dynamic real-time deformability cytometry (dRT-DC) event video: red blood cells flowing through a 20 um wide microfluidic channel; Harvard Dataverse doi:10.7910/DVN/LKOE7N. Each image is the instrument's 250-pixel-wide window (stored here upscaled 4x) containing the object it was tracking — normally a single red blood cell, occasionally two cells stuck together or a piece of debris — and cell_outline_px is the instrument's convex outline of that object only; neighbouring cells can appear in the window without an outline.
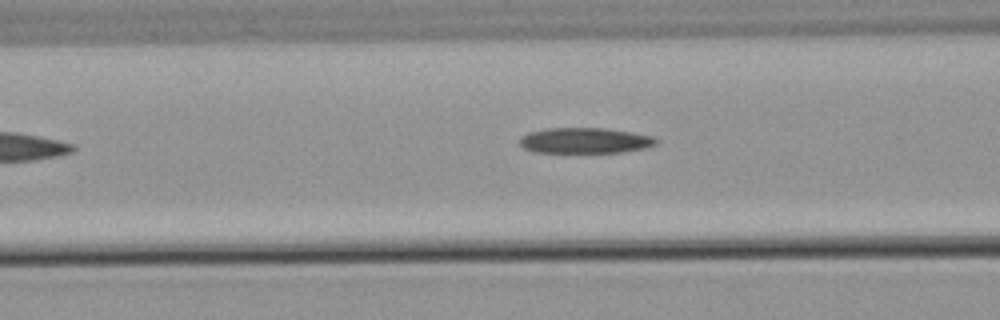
{"species": "common noctule bat (a hibernating species)", "species_latin": "Nyctalus noctula", "temperature_condition": "warm", "stored_images_in_passage": 5, "camera_frame_rate_fps": 3000, "um_per_image_px": 0.085, "animal": {"sex": "male", "body_mass_g": 21.5, "forearm_length_mm": 52.0}, "frame": {"image": 1, "passage_image": 5, "time_ms": 4.667, "image_size_px": [1000, 320], "cell_outline_px": [[660, 140], [656, 144], [644, 148], [620, 152], [532, 152], [524, 148], [520, 144], [520, 140], [528, 132], [548, 128], [604, 128], [652, 136]], "centroid_in_image_um": [49.71, 11.94], "position_along_channel_um": 116.9, "area_um2": 20.11}}